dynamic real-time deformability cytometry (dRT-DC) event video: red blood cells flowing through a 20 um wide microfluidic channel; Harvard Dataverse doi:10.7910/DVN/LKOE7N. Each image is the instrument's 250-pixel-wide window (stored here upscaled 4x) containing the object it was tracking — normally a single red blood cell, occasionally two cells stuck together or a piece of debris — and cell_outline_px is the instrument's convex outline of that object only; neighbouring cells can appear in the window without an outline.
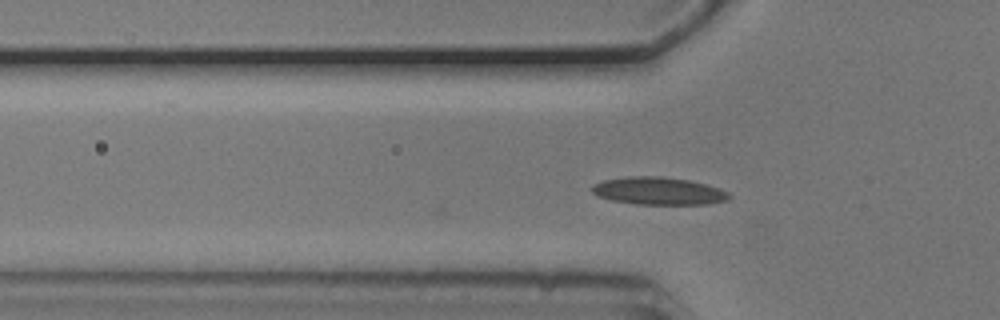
{"species": "common noctule bat (a hibernating species)", "species_latin": "Nyctalus noctula", "temperature_condition": "cold", "stored_images_in_passage": 3, "camera_frame_rate_fps": 3000, "um_per_image_px": 0.085, "animal": {"sex": "male", "body_mass_g": 20.5, "forearm_length_mm": 52.5}, "frame": {"image": 1, "passage_image": 3, "time_ms": 0.667, "image_size_px": [1000, 320], "cell_outline_px": [[732, 196], [728, 200], [708, 204], [636, 204], [612, 200], [596, 196], [592, 192], [592, 184], [604, 180], [628, 176], [660, 176], [688, 180], [720, 188], [728, 192]], "centroid_in_image_um": [55.97, 16.23], "position_along_channel_um": 69.8, "area_um2": 22.08}}